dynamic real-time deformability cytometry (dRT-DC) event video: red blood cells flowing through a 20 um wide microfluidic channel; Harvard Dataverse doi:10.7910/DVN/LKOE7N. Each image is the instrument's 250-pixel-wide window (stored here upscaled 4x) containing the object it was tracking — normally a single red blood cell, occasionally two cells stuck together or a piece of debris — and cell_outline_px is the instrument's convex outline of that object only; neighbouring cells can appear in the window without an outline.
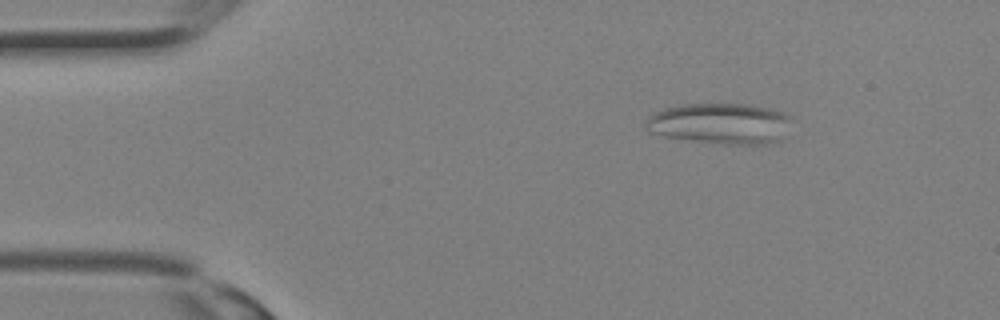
{"species": "Egyptian fruit bat (a non-hibernating species)", "species_latin": "Rousettus aegyptiacus", "temperature_condition": "room temperature", "stored_images_in_passage": 29, "camera_frame_rate_fps": 3000, "um_per_image_px": 0.085, "animal": {"sex": "female"}, "frame": {"image": 1, "passage_image": 2, "time_ms": 0.333, "image_size_px": [1000, 320], "cell_outline_px": [[792, 116], [784, 140], [764, 144], [720, 144], [664, 136], [648, 132], [644, 128], [644, 124], [648, 116], [664, 108], [680, 104], [748, 104], [768, 108], [784, 112]], "centroid_in_image_um": [61.24, 10.5], "position_along_channel_um": 23.8, "area_um2": 35.2}}
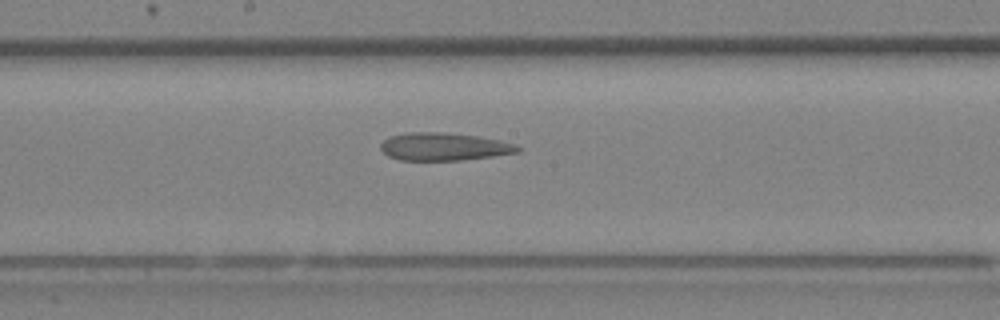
{"frame": {"image": 2, "passage_image": 14, "time_ms": 4.333, "image_size_px": [1000, 320], "cell_outline_px": [[520, 152], [492, 156], [460, 160], [400, 160], [388, 156], [380, 148], [380, 144], [388, 136], [404, 132], [444, 132], [476, 136], [500, 140], [516, 144], [520, 148]], "centroid_in_image_um": [37.7, 12.46], "position_along_channel_um": 210.5, "area_um2": 22.25}}
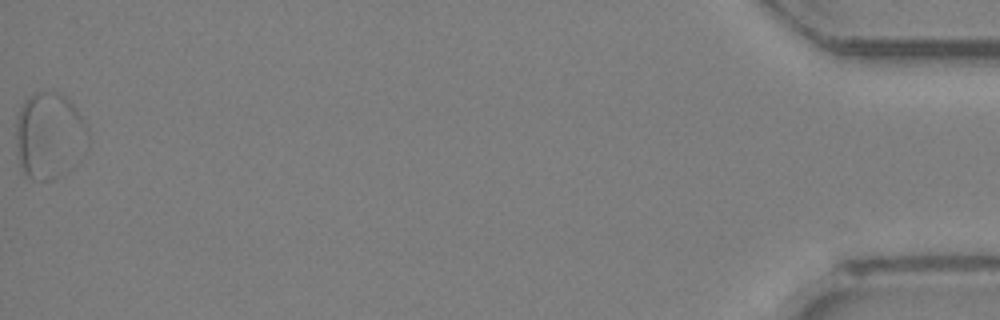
{"frame": {"image": 3, "passage_image": 29, "time_ms": 9.333, "image_size_px": [1000, 320], "cell_outline_px": [[88, 148], [60, 176], [48, 180], [32, 180], [24, 172], [20, 164], [16, 144], [16, 116], [24, 100], [28, 96], [36, 92], [56, 92], [64, 96], [72, 104], [88, 128]], "centroid_in_image_um": [4.17, 11.51], "position_along_channel_um": 431.0, "area_um2": 36.07}}